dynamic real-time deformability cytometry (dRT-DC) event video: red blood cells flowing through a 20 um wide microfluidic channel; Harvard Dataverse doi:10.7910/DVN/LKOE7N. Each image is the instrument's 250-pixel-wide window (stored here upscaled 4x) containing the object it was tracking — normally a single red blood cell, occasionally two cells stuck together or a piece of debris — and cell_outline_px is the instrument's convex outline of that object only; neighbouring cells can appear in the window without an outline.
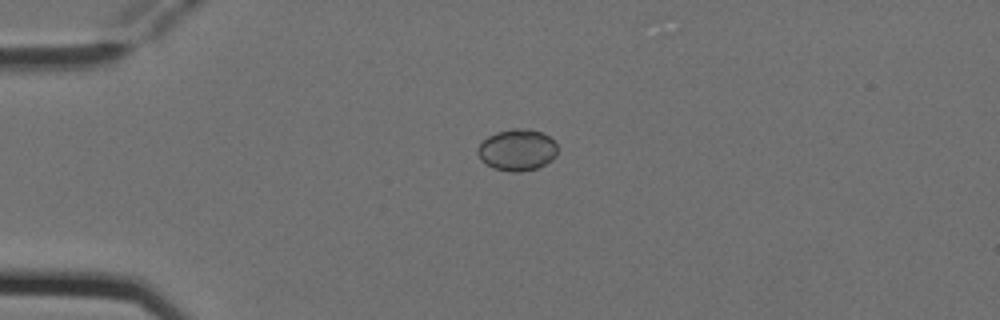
{"species": "Egyptian fruit bat (a non-hibernating species)", "species_latin": "Rousettus aegyptiacus", "temperature_condition": "cold", "stored_images_in_passage": 3, "camera_frame_rate_fps": 3000, "um_per_image_px": 0.085, "animal": {"sex": "female"}, "frame": {"image": 1, "passage_image": 2, "time_ms": 0.333, "image_size_px": [1000, 320], "cell_outline_px": [[556, 156], [552, 160], [536, 168], [520, 172], [512, 172], [492, 168], [480, 160], [476, 152], [476, 148], [488, 136], [496, 132], [512, 128], [528, 128], [540, 132], [548, 136], [556, 144]], "centroid_in_image_um": [43.92, 12.74], "position_along_channel_um": 41.1, "area_um2": 19.42}}